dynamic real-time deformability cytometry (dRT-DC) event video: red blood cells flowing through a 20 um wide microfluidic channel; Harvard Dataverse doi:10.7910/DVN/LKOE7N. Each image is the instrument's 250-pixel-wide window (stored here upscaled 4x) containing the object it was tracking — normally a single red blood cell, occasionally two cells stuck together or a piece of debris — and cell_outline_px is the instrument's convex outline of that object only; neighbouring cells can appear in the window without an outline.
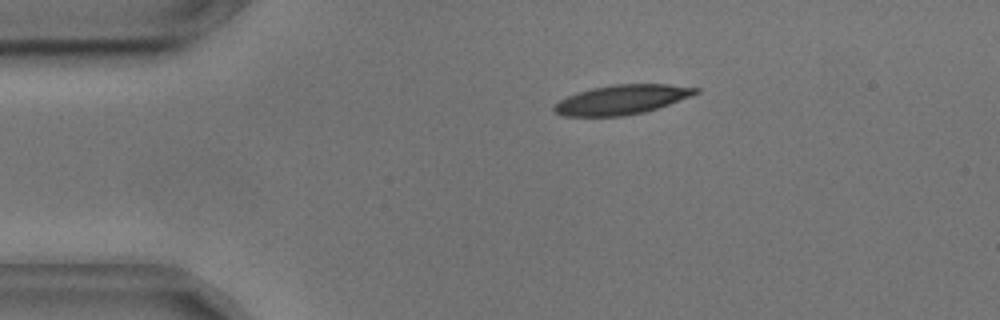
{"species": "common noctule bat (a hibernating species)", "species_latin": "Nyctalus noctula", "temperature_condition": "cold", "stored_images_in_passage": 43, "camera_frame_rate_fps": 3000, "um_per_image_px": 0.085, "animal": {"sex": "male", "body_mass_g": 17.9, "forearm_length_mm": 54.2}, "frame": {"image": 1, "passage_image": 4, "time_ms": 1.0, "image_size_px": [1000, 320], "cell_outline_px": [[700, 92], [692, 96], [644, 112], [624, 116], [564, 116], [556, 112], [552, 108], [560, 100], [568, 96], [592, 88], [612, 84], [668, 84], [700, 88]], "centroid_in_image_um": [52.88, 8.46], "position_along_channel_um": 32.1, "area_um2": 24.1}}
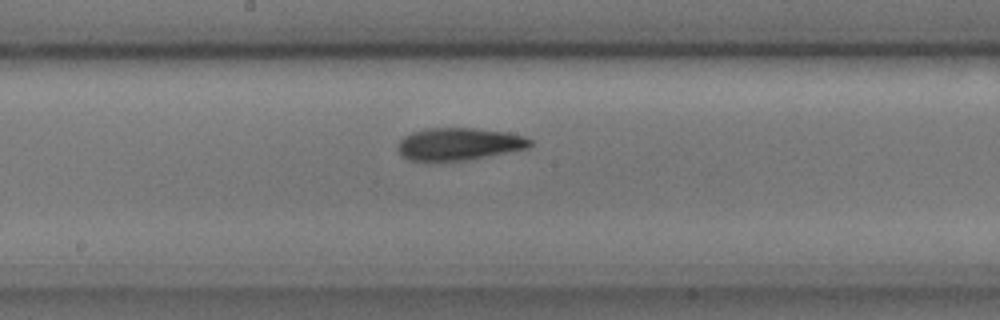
{"frame": {"image": 2, "passage_image": 22, "time_ms": 7.0, "image_size_px": [1000, 320], "cell_outline_px": [[532, 144], [528, 148], [464, 160], [432, 164], [408, 160], [400, 156], [396, 148], [400, 140], [404, 136], [412, 132], [428, 128], [476, 128], [508, 132], [524, 136], [532, 140]], "centroid_in_image_um": [38.92, 12.27], "position_along_channel_um": 209.3, "area_um2": 25.66}}
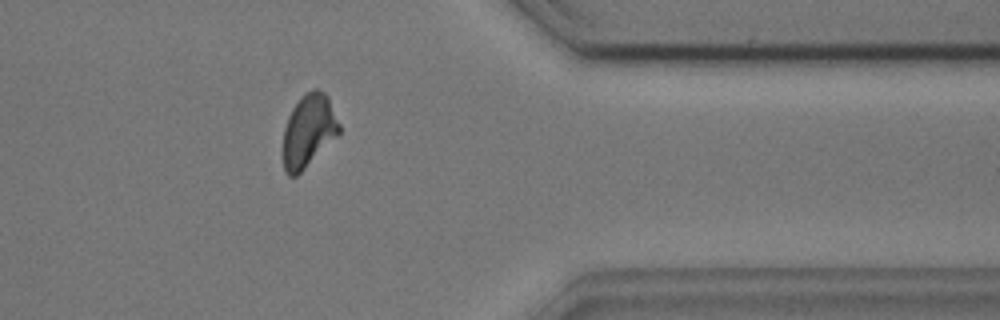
{"frame": {"image": 3, "passage_image": 38, "time_ms": 12.333, "image_size_px": [1000, 320], "cell_outline_px": [[340, 132], [296, 176], [288, 176], [284, 172], [284, 128], [288, 116], [292, 108], [300, 96], [304, 92], [312, 88], [320, 88], [328, 96], [340, 124]], "centroid_in_image_um": [26.22, 11.05], "position_along_channel_um": 385.2, "area_um2": 23.64}, "authors_computed_cell_mechanics": {"area_um2": 24.7384, "velocity_mm_per_s": 3.6096, "shape_relaxation_time_tau1_ms": 4.1114, "shape_relaxation_time_tau2_ms": 3.8052, "deformation_change_tau1": 0.1318, "deformation_change_tau2": 0.1168}}